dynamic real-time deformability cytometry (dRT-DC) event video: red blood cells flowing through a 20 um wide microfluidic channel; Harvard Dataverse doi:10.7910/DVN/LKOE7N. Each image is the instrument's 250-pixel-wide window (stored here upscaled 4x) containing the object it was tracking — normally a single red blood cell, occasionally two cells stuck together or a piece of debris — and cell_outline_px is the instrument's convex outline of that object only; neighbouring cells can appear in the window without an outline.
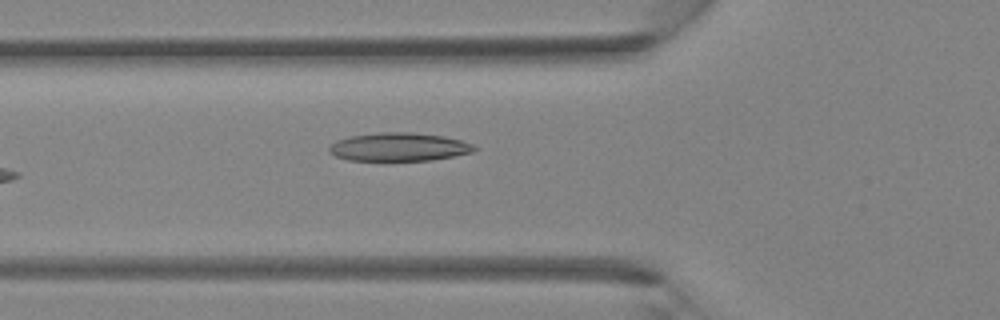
{"species": "Egyptian fruit bat (a non-hibernating species)", "species_latin": "Rousettus aegyptiacus", "temperature_condition": "room temperature", "stored_images_in_passage": 5, "camera_frame_rate_fps": 3000, "um_per_image_px": 0.085, "animal": {"sex": "female"}, "frame": {"image": 1, "passage_image": 5, "time_ms": 1.333, "image_size_px": [1000, 320], "cell_outline_px": [[476, 148], [472, 152], [456, 156], [432, 160], [348, 160], [336, 156], [328, 152], [328, 148], [336, 140], [348, 136], [380, 132], [412, 132], [444, 136], [460, 140], [472, 144]], "centroid_in_image_um": [33.89, 12.48], "position_along_channel_um": 91.9, "area_um2": 23.99}}